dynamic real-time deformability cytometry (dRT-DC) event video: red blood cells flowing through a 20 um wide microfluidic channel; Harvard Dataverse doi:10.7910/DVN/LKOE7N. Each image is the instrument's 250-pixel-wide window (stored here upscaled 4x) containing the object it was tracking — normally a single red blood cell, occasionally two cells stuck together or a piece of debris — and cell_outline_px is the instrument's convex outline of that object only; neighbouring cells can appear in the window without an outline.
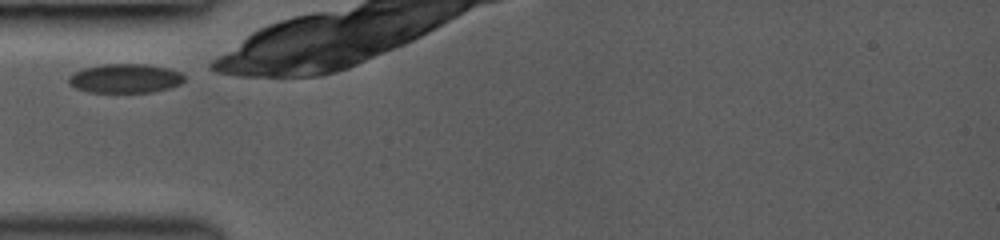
{"species": "common noctule bat (a hibernating species)", "species_latin": "Nyctalus noctula", "temperature_condition": "room temperature", "stored_images_in_passage": 6, "camera_frame_rate_fps": 3000, "um_per_image_px": 0.085, "animal": {"sex": "female", "body_mass_g": 19.0, "forearm_length_mm": 53.3}, "frame": {"image": 1, "passage_image": 1, "time_ms": 0.0, "image_size_px": [1000, 240], "cell_outline_px": [[184, 80], [180, 84], [168, 88], [152, 92], [88, 92], [76, 88], [68, 84], [68, 76], [84, 68], [104, 64], [144, 64], [168, 68], [180, 72], [184, 76]], "centroid_in_image_um": [10.63, 6.67], "position_along_channel_um": 74.4, "area_um2": 19.54}}